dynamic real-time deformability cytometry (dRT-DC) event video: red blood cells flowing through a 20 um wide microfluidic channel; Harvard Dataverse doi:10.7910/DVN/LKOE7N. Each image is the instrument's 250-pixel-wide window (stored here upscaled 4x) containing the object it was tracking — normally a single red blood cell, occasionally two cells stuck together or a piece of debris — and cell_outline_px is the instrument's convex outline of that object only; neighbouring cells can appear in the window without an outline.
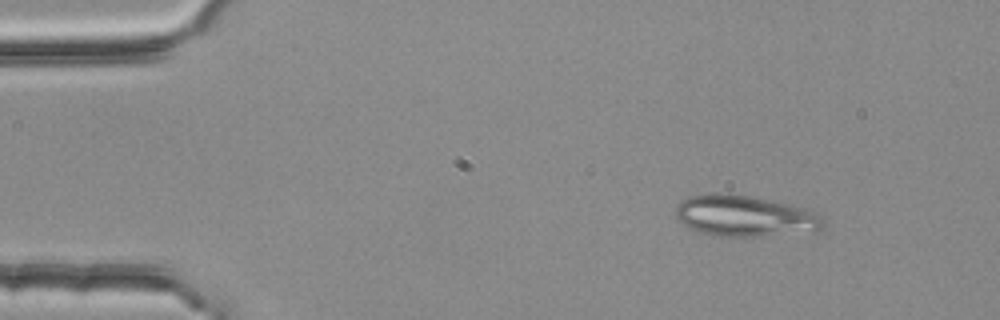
{"species": "common noctule bat (a hibernating species)", "species_latin": "Nyctalus noctula", "temperature_condition": "room temperature", "stored_images_in_passage": 3, "camera_frame_rate_fps": 3000, "um_per_image_px": 0.085, "animal": {"sex": "female", "body_mass_g": 25.1}, "frame": {"image": 1, "passage_image": 1, "time_ms": 0.0, "image_size_px": [1000, 320], "cell_outline_px": [[824, 224], [820, 228], [760, 236], [712, 236], [688, 228], [676, 216], [676, 204], [680, 200], [688, 196], [712, 192], [724, 192], [748, 196], [792, 204], [804, 208], [820, 216], [824, 220]], "centroid_in_image_um": [63.17, 18.32], "position_along_channel_um": 21.8, "area_um2": 34.97}}